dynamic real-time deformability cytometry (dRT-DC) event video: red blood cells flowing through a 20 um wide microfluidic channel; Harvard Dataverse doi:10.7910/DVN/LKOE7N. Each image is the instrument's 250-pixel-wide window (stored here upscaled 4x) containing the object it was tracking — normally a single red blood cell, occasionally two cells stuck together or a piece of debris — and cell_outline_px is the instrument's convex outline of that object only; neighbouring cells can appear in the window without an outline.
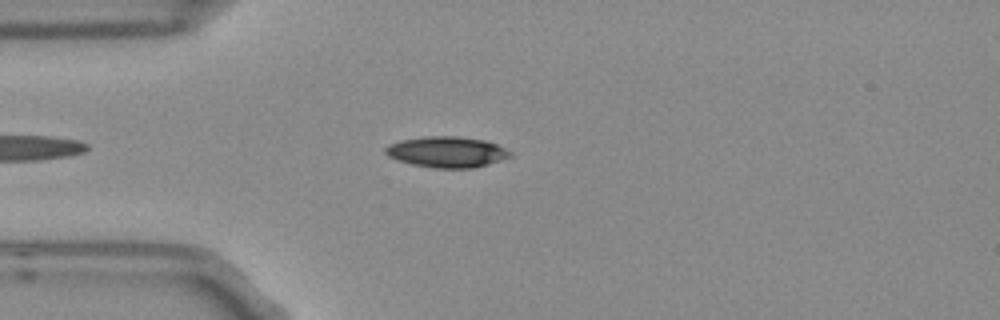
{"species": "Egyptian fruit bat (a non-hibernating species)", "species_latin": "Rousettus aegyptiacus", "temperature_condition": "room temperature", "stored_images_in_passage": 4, "camera_frame_rate_fps": 3000, "um_per_image_px": 0.085, "frame": {"image": 1, "passage_image": 2, "time_ms": 0.333, "image_size_px": [1000, 320], "cell_outline_px": [[512, 156], [488, 164], [472, 168], [432, 168], [412, 164], [396, 160], [388, 156], [384, 152], [384, 148], [388, 144], [400, 140], [428, 136], [456, 136], [484, 140], [496, 144], [512, 152]], "centroid_in_image_um": [37.95, 12.92], "position_along_channel_um": 47.1, "area_um2": 22.48}}
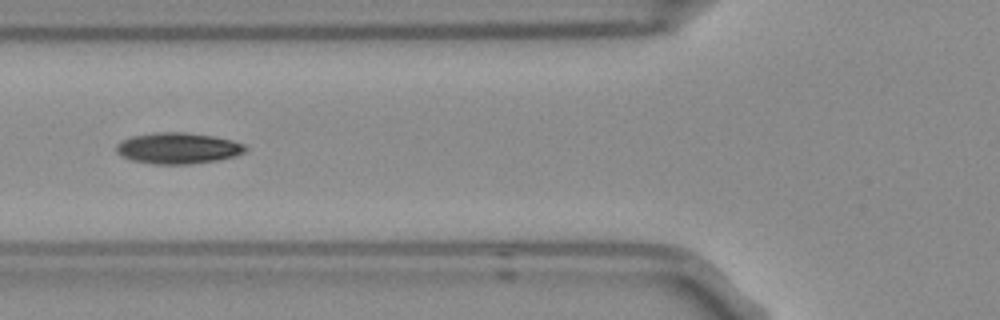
{"frame": {"image": 2, "passage_image": 4, "time_ms": 1.0, "image_size_px": [1000, 320], "cell_outline_px": [[248, 148], [244, 152], [236, 156], [216, 160], [188, 164], [152, 164], [132, 160], [120, 156], [116, 152], [116, 144], [132, 136], [160, 132], [184, 132], [212, 136], [232, 140], [244, 144]], "centroid_in_image_um": [15.12, 12.6], "position_along_channel_um": 110.7, "area_um2": 23.29}}